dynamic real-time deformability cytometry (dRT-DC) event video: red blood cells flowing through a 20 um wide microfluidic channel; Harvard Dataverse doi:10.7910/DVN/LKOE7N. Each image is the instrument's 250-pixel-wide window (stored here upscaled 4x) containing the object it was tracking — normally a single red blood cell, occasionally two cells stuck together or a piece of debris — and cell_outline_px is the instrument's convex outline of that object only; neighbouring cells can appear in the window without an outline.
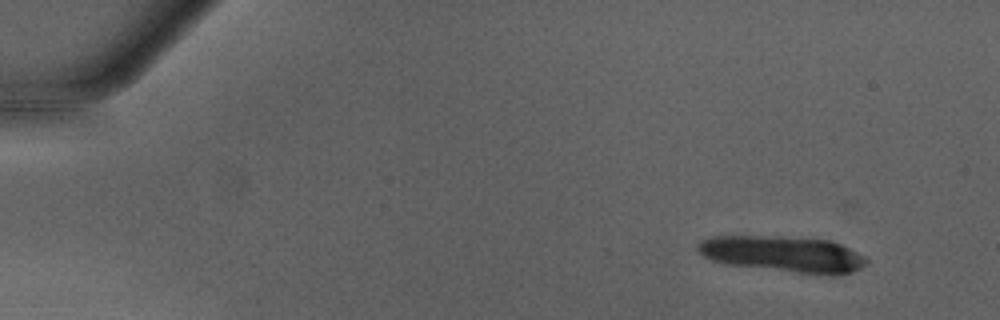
{"species": "Egyptian fruit bat (a non-hibernating species)", "species_latin": "Rousettus aegyptiacus", "temperature_condition": "warm", "stored_images_in_passage": 11, "camera_frame_rate_fps": 3000, "um_per_image_px": 0.085, "animal": {"sex": "male"}, "frame": {"image": 1, "passage_image": 1, "time_ms": 0.0, "image_size_px": [1000, 320], "cell_outline_px": [[868, 264], [852, 272], [796, 272], [728, 264], [712, 260], [704, 256], [696, 248], [696, 244], [700, 240], [712, 236], [776, 236], [832, 240], [864, 256], [868, 260]], "centroid_in_image_um": [66.49, 21.55], "position_along_channel_um": 18.5, "area_um2": 34.62}}